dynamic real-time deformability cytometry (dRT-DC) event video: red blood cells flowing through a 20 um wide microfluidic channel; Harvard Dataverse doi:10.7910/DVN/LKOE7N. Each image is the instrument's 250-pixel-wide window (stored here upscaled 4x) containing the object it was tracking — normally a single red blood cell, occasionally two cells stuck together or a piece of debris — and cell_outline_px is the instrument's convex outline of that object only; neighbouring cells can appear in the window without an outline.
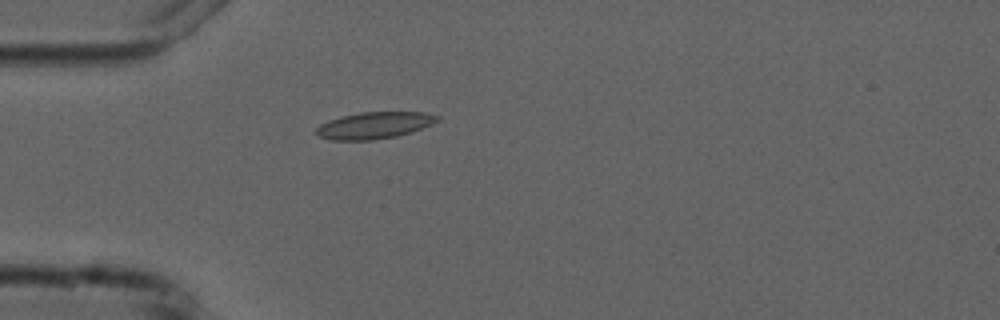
{"species": "common noctule bat (a hibernating species)", "species_latin": "Nyctalus noctula", "temperature_condition": "cold", "stored_images_in_passage": 1, "camera_frame_rate_fps": 3000, "um_per_image_px": 0.085, "animal": {"sex": "male", "forearm_length_mm": 52.5}, "frame": {"image": 1, "passage_image": 1, "time_ms": 0.0, "image_size_px": [1000, 320], "cell_outline_px": [[440, 120], [432, 124], [412, 132], [396, 136], [372, 140], [332, 140], [316, 136], [312, 132], [320, 124], [328, 120], [360, 112], [424, 112], [440, 116]], "centroid_in_image_um": [31.79, 10.66], "position_along_channel_um": 53.2, "area_um2": 19.02}}